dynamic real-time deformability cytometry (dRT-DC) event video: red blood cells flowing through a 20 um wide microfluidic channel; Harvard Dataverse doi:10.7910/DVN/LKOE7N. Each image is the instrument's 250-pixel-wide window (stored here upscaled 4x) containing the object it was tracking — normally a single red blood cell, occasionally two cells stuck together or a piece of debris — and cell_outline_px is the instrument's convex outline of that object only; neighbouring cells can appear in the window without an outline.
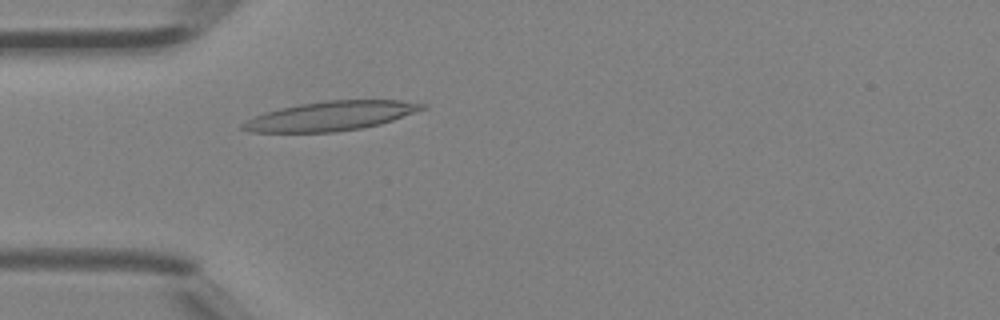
{"species": "Egyptian fruit bat (a non-hibernating species)", "species_latin": "Rousettus aegyptiacus", "temperature_condition": "room temperature", "stored_images_in_passage": 43, "camera_frame_rate_fps": 3000, "um_per_image_px": 0.085, "animal": {"sex": "female"}, "frame": {"image": 1, "passage_image": 11, "time_ms": 3.333, "image_size_px": [1000, 320], "cell_outline_px": [[428, 108], [380, 124], [364, 128], [332, 132], [248, 132], [240, 128], [240, 124], [264, 112], [280, 108], [300, 104], [328, 100], [400, 100], [428, 104]], "centroid_in_image_um": [28.14, 9.86], "position_along_channel_um": 56.9, "area_um2": 30.69}}
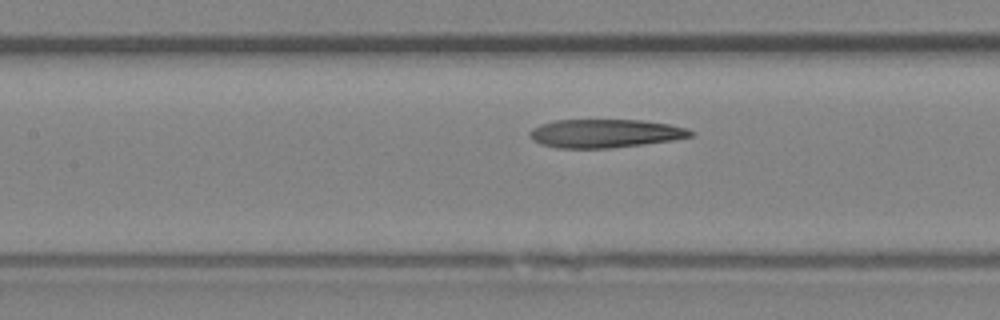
{"frame": {"image": 2, "passage_image": 18, "time_ms": 5.667, "image_size_px": [1000, 320], "cell_outline_px": [[696, 132], [692, 136], [672, 140], [644, 144], [608, 148], [556, 148], [540, 144], [532, 140], [528, 132], [532, 128], [540, 124], [556, 120], [640, 120], [668, 124], [688, 128]], "centroid_in_image_um": [51.41, 11.34], "position_along_channel_um": 156.0, "area_um2": 26.76}}
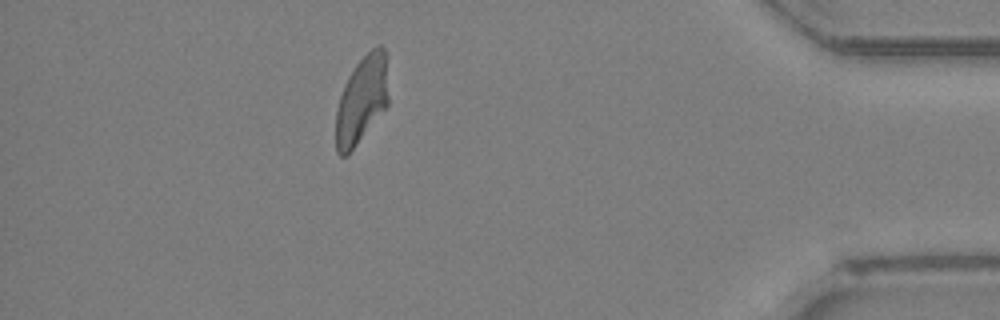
{"frame": {"image": 3, "passage_image": 38, "time_ms": 12.333, "image_size_px": [1000, 320], "cell_outline_px": [[388, 104], [348, 156], [340, 156], [336, 152], [336, 112], [340, 96], [348, 76], [356, 64], [372, 48], [380, 44], [384, 48], [388, 96]], "centroid_in_image_um": [30.72, 8.53], "position_along_channel_um": 404.5, "area_um2": 26.47}, "authors_computed_cell_mechanics": {"area_um2": 27.455, "velocity_mm_per_s": 4.4466, "shape_relaxation_time_tau1_ms": null, "shape_relaxation_time_tau2_ms": 6.7347, "deformation_change_tau1": null, "deformation_change_tau2": 0.1816}}